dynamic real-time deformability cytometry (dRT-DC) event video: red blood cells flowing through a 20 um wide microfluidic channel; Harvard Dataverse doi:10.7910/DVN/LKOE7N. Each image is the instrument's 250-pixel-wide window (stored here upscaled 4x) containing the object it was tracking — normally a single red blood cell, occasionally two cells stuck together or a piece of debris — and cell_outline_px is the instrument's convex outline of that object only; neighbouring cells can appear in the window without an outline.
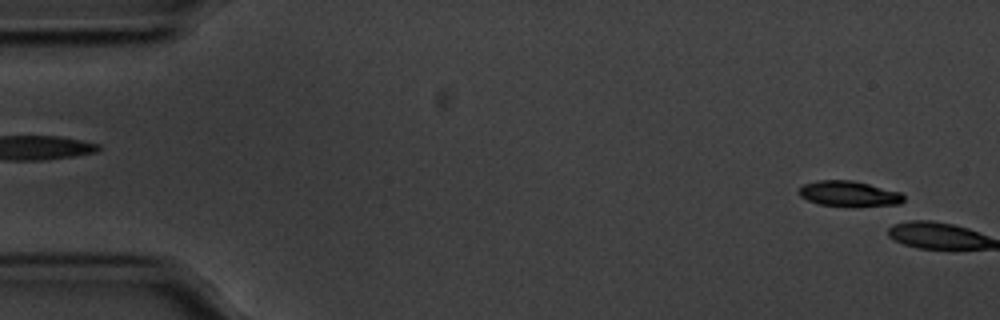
{"species": "common noctule bat (a hibernating species)", "species_latin": "Nyctalus noctula", "temperature_condition": "cold", "stored_images_in_passage": 4, "camera_frame_rate_fps": 3000, "um_per_image_px": 0.085, "animal": {"sex": "male", "body_mass_g": 20.1, "forearm_length_mm": 53.5}, "frame": {"image": 1, "passage_image": 3, "time_ms": 0.667, "image_size_px": [1000, 320], "cell_outline_px": [[904, 200], [900, 204], [892, 208], [820, 204], [808, 200], [800, 196], [796, 192], [804, 184], [816, 180], [852, 180], [900, 192], [904, 196]], "centroid_in_image_um": [72.24, 16.49], "position_along_channel_um": 12.8, "area_um2": 15.9}}